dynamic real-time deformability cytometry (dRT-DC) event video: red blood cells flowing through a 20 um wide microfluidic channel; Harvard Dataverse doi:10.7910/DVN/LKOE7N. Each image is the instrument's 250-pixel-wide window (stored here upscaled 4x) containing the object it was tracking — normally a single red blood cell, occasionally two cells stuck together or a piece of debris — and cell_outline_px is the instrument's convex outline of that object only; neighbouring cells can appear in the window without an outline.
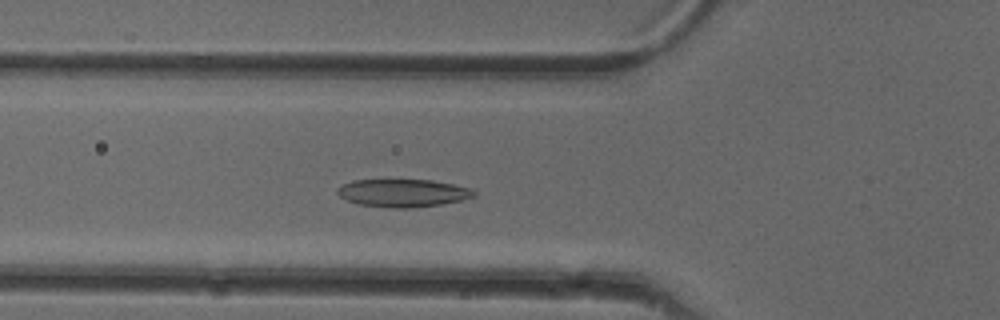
{"species": "common noctule bat (a hibernating species)", "species_latin": "Nyctalus noctula", "temperature_condition": "cold", "stored_images_in_passage": 44, "camera_frame_rate_fps": 3000, "um_per_image_px": 0.085, "animal": {"sex": "female"}, "frame": {"image": 1, "passage_image": 11, "time_ms": 3.333, "image_size_px": [1000, 320], "cell_outline_px": [[476, 196], [460, 200], [440, 204], [408, 208], [392, 208], [360, 204], [348, 200], [340, 196], [336, 192], [336, 188], [352, 180], [432, 180], [452, 184], [468, 188], [476, 192]], "centroid_in_image_um": [34.23, 16.4], "position_along_channel_um": 91.6, "area_um2": 21.85}}
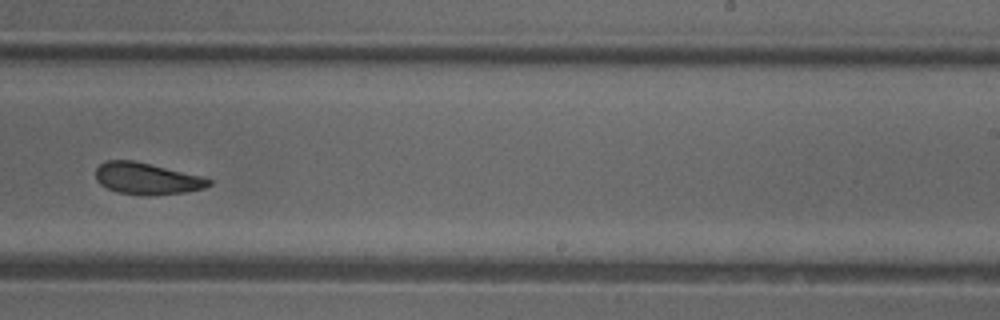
{"frame": {"image": 2, "passage_image": 25, "time_ms": 8.0, "image_size_px": [1000, 320], "cell_outline_px": [[212, 184], [204, 188], [184, 192], [148, 196], [140, 196], [116, 192], [100, 184], [96, 180], [96, 168], [100, 164], [108, 160], [132, 160], [204, 176], [212, 180]], "centroid_in_image_um": [12.49, 15.19], "position_along_channel_um": 276.5, "area_um2": 21.04}}
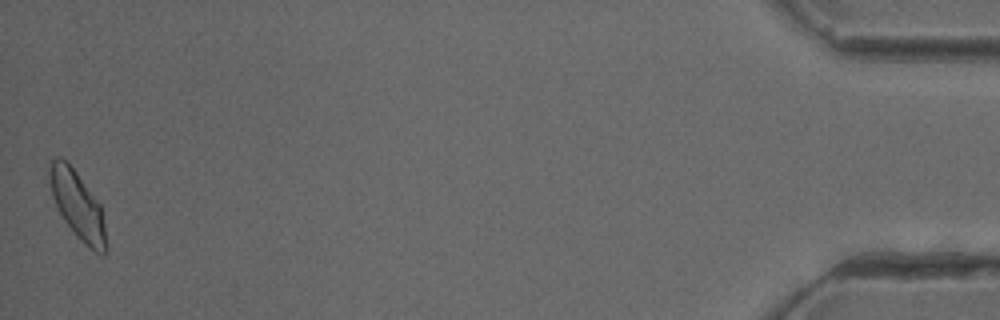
{"frame": {"image": 3, "passage_image": 44, "time_ms": 14.333, "image_size_px": [1000, 320], "cell_outline_px": [[108, 252], [104, 256], [100, 256], [88, 248], [76, 236], [64, 220], [56, 208], [52, 196], [48, 180], [48, 160], [56, 156], [60, 156], [72, 168], [100, 204], [104, 224], [108, 248]], "centroid_in_image_um": [6.57, 17.49], "position_along_channel_um": 428.6, "area_um2": 22.66}, "authors_computed_cell_mechanics": {"area_um2": 21.7906, "velocity_mm_per_s": 3.9652, "shape_relaxation_time_tau1_ms": 3.3685, "shape_relaxation_time_tau2_ms": 2.1565, "deformation_change_tau1": 0.1017, "deformation_change_tau2": 0.0728}}